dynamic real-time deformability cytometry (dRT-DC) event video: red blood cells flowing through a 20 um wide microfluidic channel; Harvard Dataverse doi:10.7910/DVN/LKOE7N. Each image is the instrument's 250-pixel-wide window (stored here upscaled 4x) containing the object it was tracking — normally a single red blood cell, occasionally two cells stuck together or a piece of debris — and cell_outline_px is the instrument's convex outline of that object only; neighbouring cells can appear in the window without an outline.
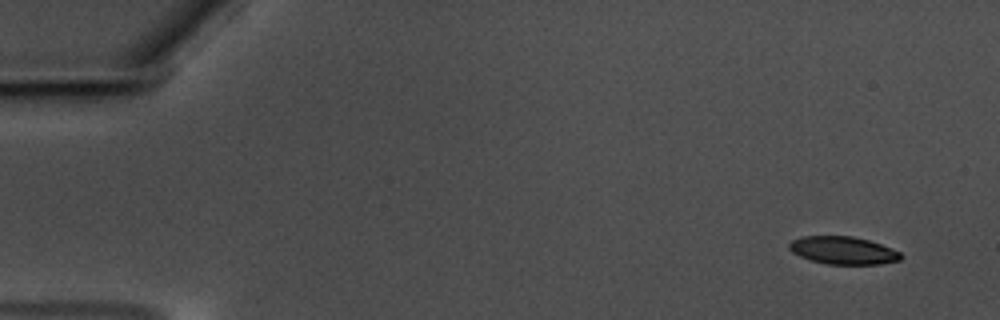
{"species": "common noctule bat (a hibernating species)", "species_latin": "Nyctalus noctula", "temperature_condition": "warm", "stored_images_in_passage": 11, "camera_frame_rate_fps": 3000, "um_per_image_px": 0.085, "animal": {"sex": "male", "body_mass_g": 17.5, "forearm_length_mm": 52.3}, "frame": {"image": 1, "passage_image": 1, "time_ms": 0.0, "image_size_px": [1000, 320], "cell_outline_px": [[904, 256], [900, 260], [880, 264], [828, 264], [812, 260], [800, 256], [792, 252], [788, 248], [788, 244], [792, 240], [804, 236], [852, 236], [868, 240], [892, 248], [900, 252]], "centroid_in_image_um": [71.68, 21.28], "position_along_channel_um": 13.3, "area_um2": 17.98}}